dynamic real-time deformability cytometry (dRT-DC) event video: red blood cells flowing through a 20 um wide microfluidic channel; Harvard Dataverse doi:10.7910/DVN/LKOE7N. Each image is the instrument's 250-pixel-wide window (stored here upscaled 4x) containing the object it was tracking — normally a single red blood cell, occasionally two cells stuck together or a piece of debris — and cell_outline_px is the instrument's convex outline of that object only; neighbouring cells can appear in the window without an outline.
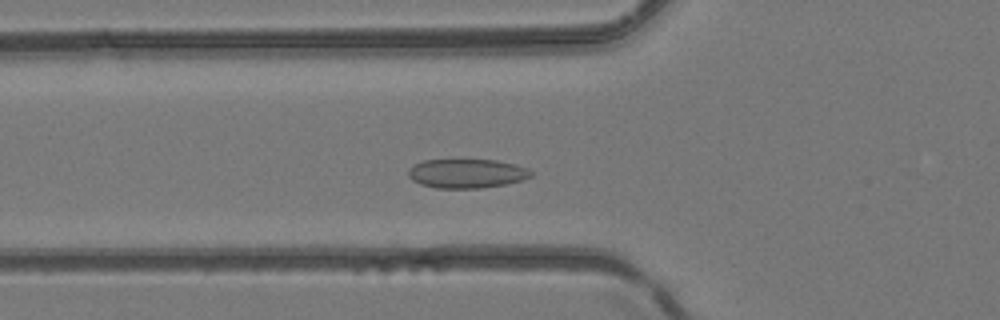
{"species": "common noctule bat (a hibernating species)", "species_latin": "Nyctalus noctula", "temperature_condition": "room temperature", "stored_images_in_passage": 45, "camera_frame_rate_fps": 3000, "um_per_image_px": 0.085, "animal": {"sex": "female", "body_mass_g": 24.6, "forearm_length_mm": 56.2}, "frame": {"image": 1, "passage_image": 14, "time_ms": 4.333, "image_size_px": [1000, 320], "cell_outline_px": [[532, 176], [520, 180], [504, 184], [480, 188], [436, 188], [420, 184], [412, 180], [408, 176], [408, 168], [412, 164], [424, 160], [496, 160], [516, 164], [528, 168], [532, 172]], "centroid_in_image_um": [39.63, 14.74], "position_along_channel_um": 86.2, "area_um2": 20.87}}
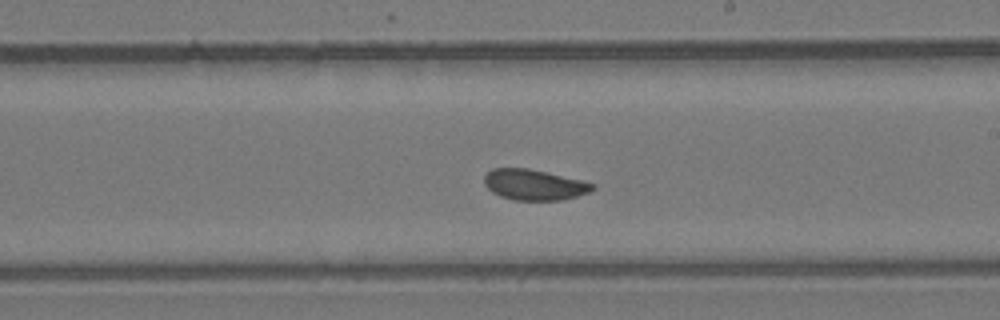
{"frame": {"image": 2, "passage_image": 25, "time_ms": 8.0, "image_size_px": [1000, 320], "cell_outline_px": [[596, 188], [588, 192], [576, 196], [560, 200], [516, 200], [500, 196], [492, 192], [484, 184], [484, 176], [492, 168], [528, 168], [580, 180], [596, 184]], "centroid_in_image_um": [45.38, 15.7], "position_along_channel_um": 243.6, "area_um2": 19.19}}
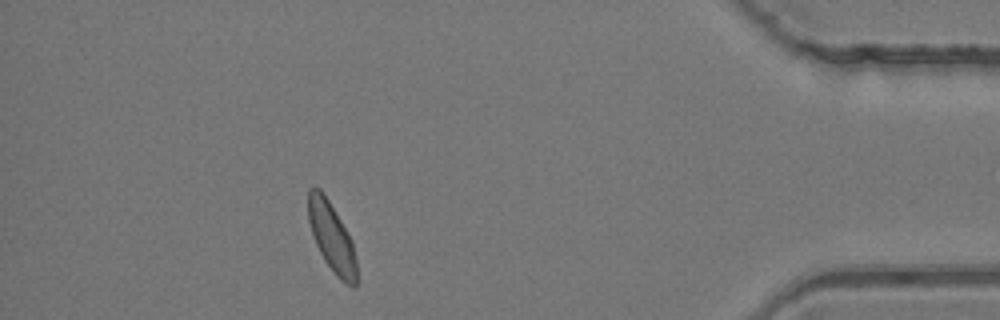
{"frame": {"image": 3, "passage_image": 40, "time_ms": 13.0, "image_size_px": [1000, 320], "cell_outline_px": [[356, 284], [352, 288], [340, 280], [336, 276], [324, 260], [316, 244], [308, 220], [308, 188], [320, 188], [328, 200], [352, 240], [356, 260]], "centroid_in_image_um": [28.19, 20.19], "position_along_channel_um": 407.0, "area_um2": 19.25}}